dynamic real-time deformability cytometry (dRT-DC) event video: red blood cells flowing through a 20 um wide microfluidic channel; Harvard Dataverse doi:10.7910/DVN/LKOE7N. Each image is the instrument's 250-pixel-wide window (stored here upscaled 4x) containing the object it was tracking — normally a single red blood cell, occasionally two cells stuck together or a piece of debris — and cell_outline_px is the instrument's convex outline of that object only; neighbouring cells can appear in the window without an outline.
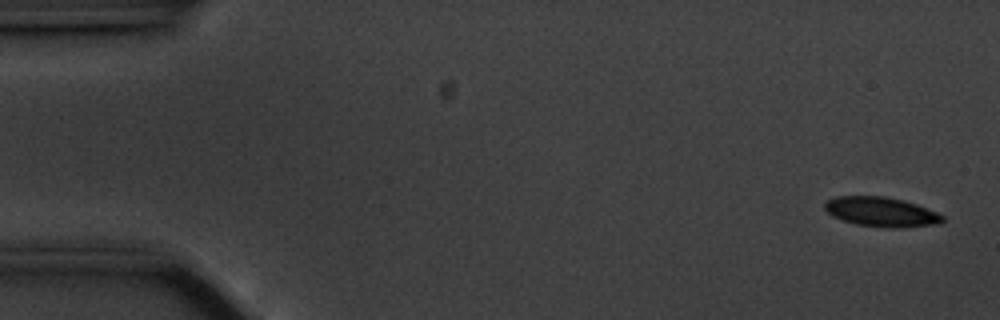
{"species": "common noctule bat (a hibernating species)", "species_latin": "Nyctalus noctula", "temperature_condition": "cold", "stored_images_in_passage": 56, "camera_frame_rate_fps": 3000, "um_per_image_px": 0.085, "animal": {"sex": "male", "body_mass_g": 20.1, "forearm_length_mm": 53.5}, "frame": {"image": 1, "passage_image": 2, "time_ms": 0.333, "image_size_px": [1000, 320], "cell_outline_px": [[944, 220], [940, 224], [900, 228], [888, 228], [856, 224], [832, 216], [824, 208], [824, 204], [828, 200], [836, 196], [884, 196], [904, 200], [916, 204], [936, 212], [944, 216]], "centroid_in_image_um": [74.93, 18.01], "position_along_channel_um": 10.1, "area_um2": 20.35}}
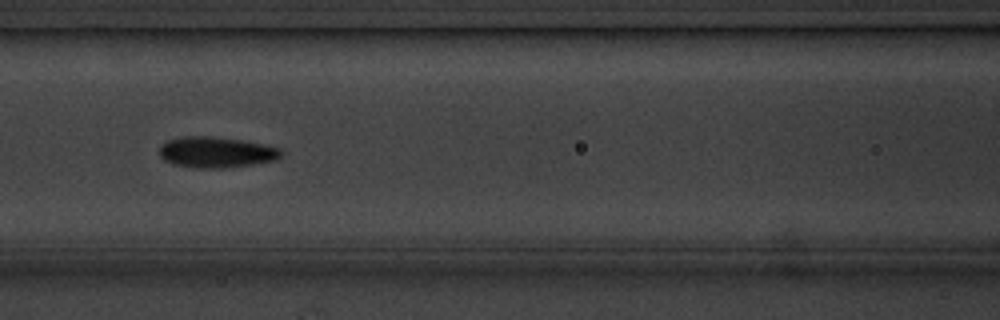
{"frame": {"image": 2, "passage_image": 24, "time_ms": 7.667, "image_size_px": [1000, 320], "cell_outline_px": [[284, 152], [276, 160], [252, 164], [224, 168], [196, 168], [172, 164], [164, 160], [160, 156], [160, 144], [168, 140], [180, 136], [212, 136], [244, 140], [264, 144], [280, 148]], "centroid_in_image_um": [18.37, 12.93], "position_along_channel_um": 148.2, "area_um2": 22.14}}
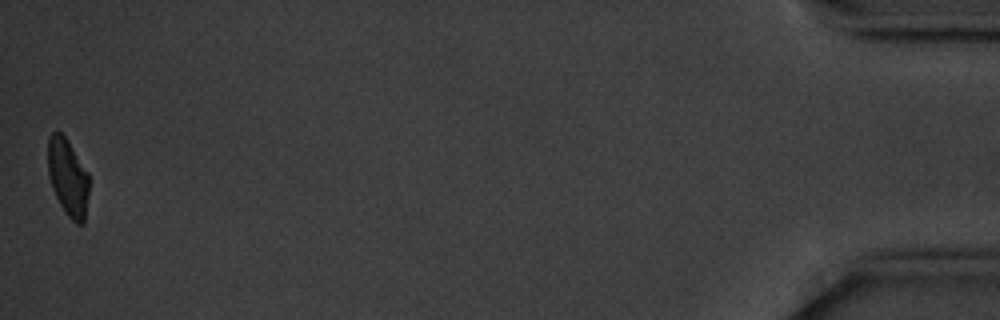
{"frame": {"image": 3, "passage_image": 56, "time_ms": 18.333, "image_size_px": [1000, 320], "cell_outline_px": [[88, 192], [84, 224], [76, 224], [64, 212], [52, 188], [48, 176], [48, 136], [52, 132], [60, 132], [64, 136], [88, 172]], "centroid_in_image_um": [5.76, 15.09], "position_along_channel_um": 429.4, "area_um2": 18.38}, "authors_computed_cell_mechanics": {"area_um2": 20.7213, "velocity_mm_per_s": 3.5258, "shape_relaxation_time_tau1_ms": 2.2902, "shape_relaxation_time_tau2_ms": 4.217, "deformation_change_tau1": 0.0989, "deformation_change_tau2": 0.0862}}